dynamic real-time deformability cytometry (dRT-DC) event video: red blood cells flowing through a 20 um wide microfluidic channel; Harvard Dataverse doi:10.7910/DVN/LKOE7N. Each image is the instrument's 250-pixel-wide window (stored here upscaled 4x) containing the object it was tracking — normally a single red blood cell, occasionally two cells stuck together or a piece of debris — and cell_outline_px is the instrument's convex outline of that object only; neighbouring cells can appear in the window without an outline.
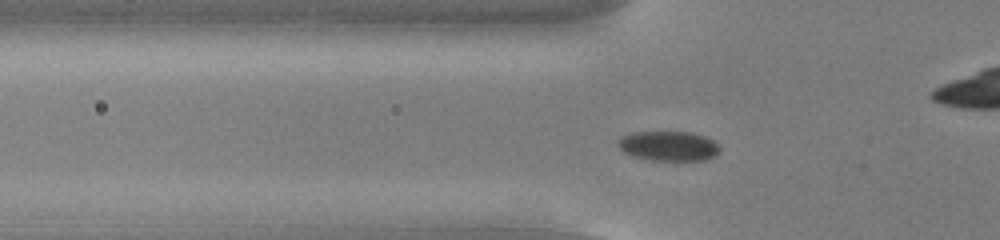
{"species": "common noctule bat (a hibernating species)", "species_latin": "Nyctalus noctula", "temperature_condition": "cold", "stored_images_in_passage": 50, "camera_frame_rate_fps": 3000, "um_per_image_px": 0.085, "animal": {"sex": "male", "body_mass_g": 13.0, "forearm_length_mm": 53.1}, "frame": {"image": 1, "passage_image": 13, "time_ms": 4.0, "image_size_px": [1000, 240], "cell_outline_px": [[720, 152], [716, 156], [704, 160], [652, 160], [632, 156], [624, 152], [616, 144], [624, 136], [632, 132], [692, 132], [704, 136], [712, 140], [720, 148]], "centroid_in_image_um": [56.85, 12.41], "position_along_channel_um": 69.0, "area_um2": 17.57}}
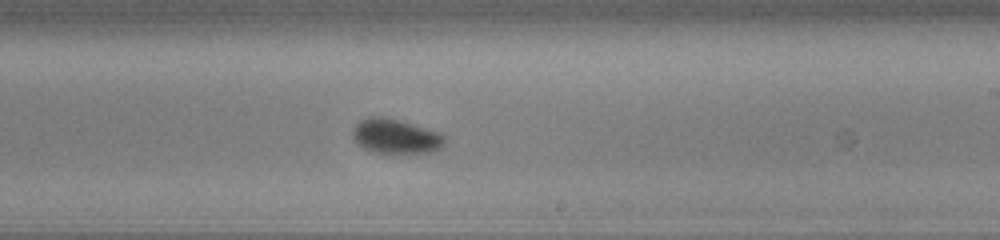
{"frame": {"image": 2, "passage_image": 28, "time_ms": 9.0, "image_size_px": [1000, 240], "cell_outline_px": [[444, 144], [440, 148], [432, 152], [416, 156], [388, 156], [372, 152], [356, 144], [352, 140], [352, 128], [360, 120], [368, 116], [384, 116], [400, 120], [440, 132], [444, 136]], "centroid_in_image_um": [33.61, 11.66], "position_along_channel_um": 255.4, "area_um2": 19.94}}
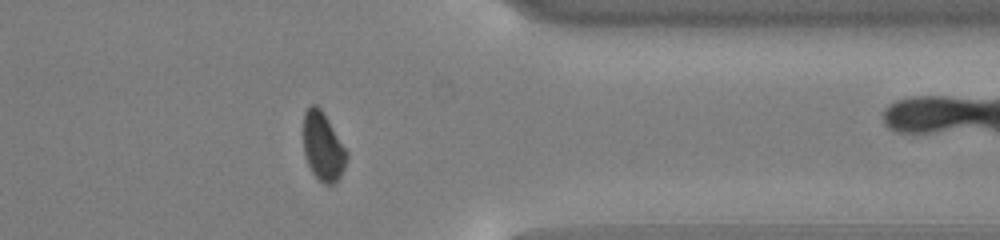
{"frame": {"image": 3, "passage_image": 39, "time_ms": 12.667, "image_size_px": [1000, 240], "cell_outline_px": [[348, 156], [344, 168], [340, 176], [332, 184], [324, 184], [312, 172], [308, 164], [304, 152], [304, 112], [312, 104], [316, 104], [320, 108], [328, 120], [348, 152]], "centroid_in_image_um": [27.46, 12.46], "position_along_channel_um": 383.9, "area_um2": 16.99}, "authors_computed_cell_mechanics": {"area_um2": 18.0336, "velocity_mm_per_s": 3.7505, "shape_relaxation_time_tau1_ms": 3.9047, "shape_relaxation_time_tau2_ms": null, "deformation_change_tau1": 0.1122, "deformation_change_tau2": null}}